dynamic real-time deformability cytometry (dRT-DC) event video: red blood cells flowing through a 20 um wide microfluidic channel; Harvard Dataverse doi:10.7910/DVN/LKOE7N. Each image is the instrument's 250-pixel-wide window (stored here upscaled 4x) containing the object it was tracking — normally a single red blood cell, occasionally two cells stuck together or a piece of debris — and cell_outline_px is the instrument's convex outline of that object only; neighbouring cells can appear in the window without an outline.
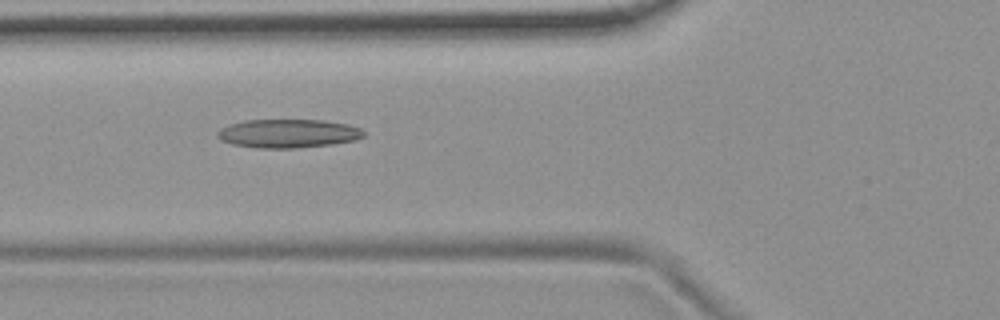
{"species": "common noctule bat (a hibernating species)", "species_latin": "Nyctalus noctula", "temperature_condition": "room temperature", "stored_images_in_passage": 9, "camera_frame_rate_fps": 3000, "um_per_image_px": 0.085, "animal": {"sex": "female", "body_mass_g": 19.9}, "frame": {"image": 1, "passage_image": 6, "time_ms": 5.667, "image_size_px": [1000, 320], "cell_outline_px": [[364, 136], [352, 140], [332, 144], [296, 148], [256, 148], [232, 144], [220, 140], [216, 136], [216, 132], [220, 128], [244, 120], [324, 120], [348, 124], [360, 128], [364, 132]], "centroid_in_image_um": [24.45, 11.34], "position_along_channel_um": 101.3, "area_um2": 24.39}}
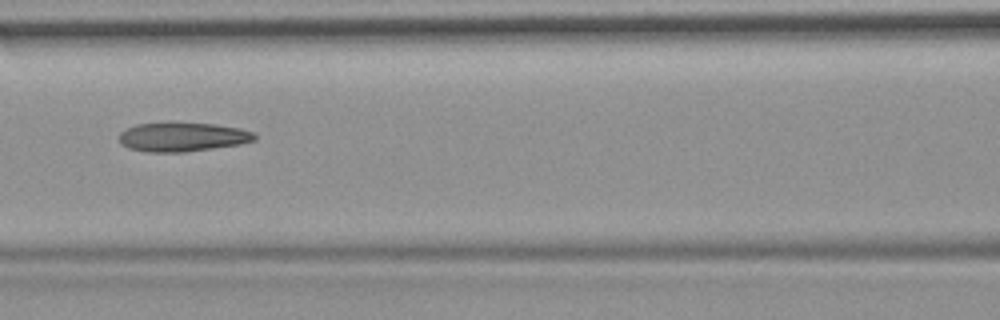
{"frame": {"image": 2, "passage_image": 7, "time_ms": 7.0, "image_size_px": [1000, 320], "cell_outline_px": [[256, 140], [240, 144], [184, 152], [148, 152], [128, 148], [120, 144], [120, 132], [136, 124], [216, 124], [240, 128], [252, 132], [256, 136]], "centroid_in_image_um": [15.52, 11.66], "position_along_channel_um": 151.1, "area_um2": 22.48}}
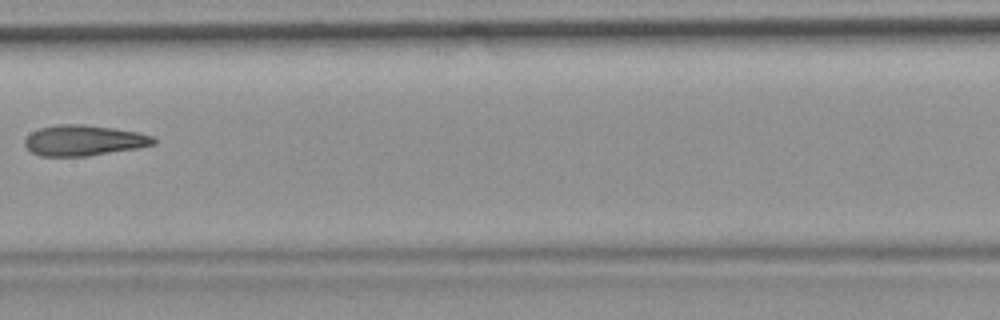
{"frame": {"image": 3, "passage_image": 8, "time_ms": 8.333, "image_size_px": [1000, 320], "cell_outline_px": [[156, 144], [136, 148], [88, 156], [40, 156], [32, 152], [24, 144], [24, 140], [32, 132], [40, 128], [56, 124], [84, 124], [140, 132], [152, 136], [156, 140]], "centroid_in_image_um": [7.13, 11.93], "position_along_channel_um": 200.3, "area_um2": 22.95}}